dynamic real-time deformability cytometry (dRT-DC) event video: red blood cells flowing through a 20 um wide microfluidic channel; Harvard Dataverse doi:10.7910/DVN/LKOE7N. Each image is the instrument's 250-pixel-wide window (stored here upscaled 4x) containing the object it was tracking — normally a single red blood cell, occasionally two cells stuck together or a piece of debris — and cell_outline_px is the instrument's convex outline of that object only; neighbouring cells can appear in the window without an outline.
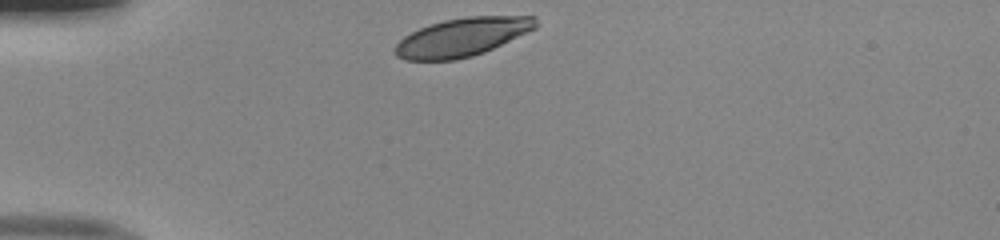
{"species": "human", "species_latin": "Homo sapiens", "temperature_condition": "room temperature", "stored_images_in_passage": 30, "camera_frame_rate_fps": 3000, "um_per_image_px": 0.085, "donor": {"sex": "male"}, "frame": {"image": 1, "passage_image": 1, "time_ms": 0.0, "image_size_px": [1000, 240], "cell_outline_px": [[536, 28], [484, 52], [472, 56], [456, 60], [404, 60], [396, 56], [392, 52], [392, 48], [404, 36], [420, 28], [444, 20], [468, 16], [536, 16]], "centroid_in_image_um": [39.24, 3.16], "position_along_channel_um": 45.8, "area_um2": 31.39}}
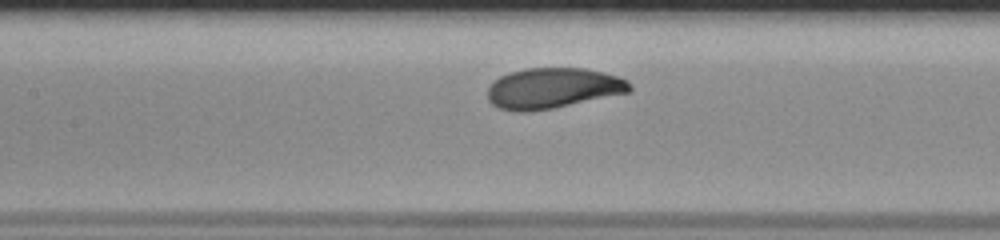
{"frame": {"image": 2, "passage_image": 12, "time_ms": 3.667, "image_size_px": [1000, 240], "cell_outline_px": [[632, 92], [552, 108], [528, 112], [516, 112], [500, 108], [492, 104], [488, 100], [488, 88], [500, 76], [508, 72], [524, 68], [584, 68], [604, 72], [628, 80], [632, 88]], "centroid_in_image_um": [47.01, 7.49], "position_along_channel_um": 160.4, "area_um2": 33.7}}
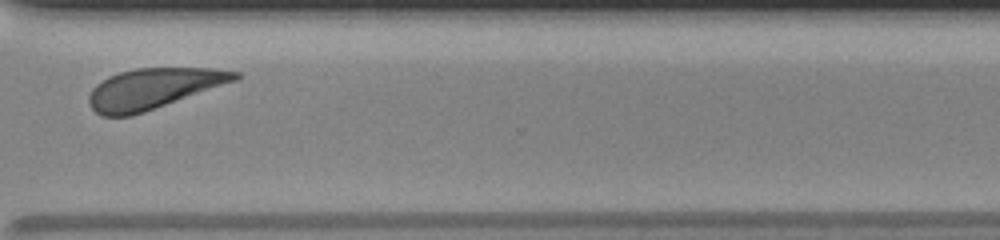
{"frame": {"image": 3, "passage_image": 27, "time_ms": 8.667, "image_size_px": [1000, 240], "cell_outline_px": [[240, 76], [236, 80], [144, 112], [132, 116], [100, 116], [88, 104], [88, 96], [92, 88], [96, 84], [108, 76], [120, 72], [136, 68], [212, 68], [240, 72]], "centroid_in_image_um": [12.98, 7.53], "position_along_channel_um": 357.6, "area_um2": 34.22}, "authors_computed_cell_mechanics": {"area_um2": 33.8419, "velocity_mm_per_s": 3.9363, "shape_relaxation_time_tau1_ms": 2.6204, "shape_relaxation_time_tau2_ms": null, "deformation_change_tau1": 0.1444, "deformation_change_tau2": null}}